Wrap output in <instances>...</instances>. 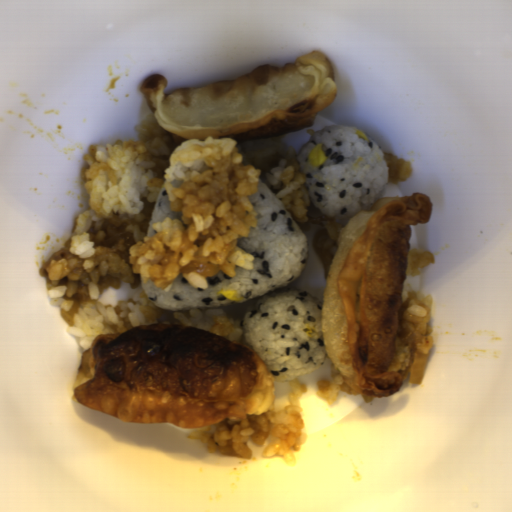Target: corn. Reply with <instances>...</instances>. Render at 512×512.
I'll return each instance as SVG.
<instances>
[{
    "mask_svg": "<svg viewBox=\"0 0 512 512\" xmlns=\"http://www.w3.org/2000/svg\"><path fill=\"white\" fill-rule=\"evenodd\" d=\"M327 159L328 157L325 154L321 144L315 145L313 148H311L307 158L309 164H311L313 167H319Z\"/></svg>",
    "mask_w": 512,
    "mask_h": 512,
    "instance_id": "obj_1",
    "label": "corn"
},
{
    "mask_svg": "<svg viewBox=\"0 0 512 512\" xmlns=\"http://www.w3.org/2000/svg\"><path fill=\"white\" fill-rule=\"evenodd\" d=\"M219 294H223L226 299H229L231 301L235 302H241L243 300V297L239 296V290H220L218 291Z\"/></svg>",
    "mask_w": 512,
    "mask_h": 512,
    "instance_id": "obj_2",
    "label": "corn"
},
{
    "mask_svg": "<svg viewBox=\"0 0 512 512\" xmlns=\"http://www.w3.org/2000/svg\"><path fill=\"white\" fill-rule=\"evenodd\" d=\"M304 330H305V333L307 336L309 337H315V334H316V329L311 326L310 324H306L304 325Z\"/></svg>",
    "mask_w": 512,
    "mask_h": 512,
    "instance_id": "obj_3",
    "label": "corn"
},
{
    "mask_svg": "<svg viewBox=\"0 0 512 512\" xmlns=\"http://www.w3.org/2000/svg\"><path fill=\"white\" fill-rule=\"evenodd\" d=\"M355 134L358 136V138L364 139V140H366L367 142L369 141V139H368V137H367V134H365V133H364V132H362L361 130H358V129H357V131H356V133H355Z\"/></svg>",
    "mask_w": 512,
    "mask_h": 512,
    "instance_id": "obj_4",
    "label": "corn"
}]
</instances>
